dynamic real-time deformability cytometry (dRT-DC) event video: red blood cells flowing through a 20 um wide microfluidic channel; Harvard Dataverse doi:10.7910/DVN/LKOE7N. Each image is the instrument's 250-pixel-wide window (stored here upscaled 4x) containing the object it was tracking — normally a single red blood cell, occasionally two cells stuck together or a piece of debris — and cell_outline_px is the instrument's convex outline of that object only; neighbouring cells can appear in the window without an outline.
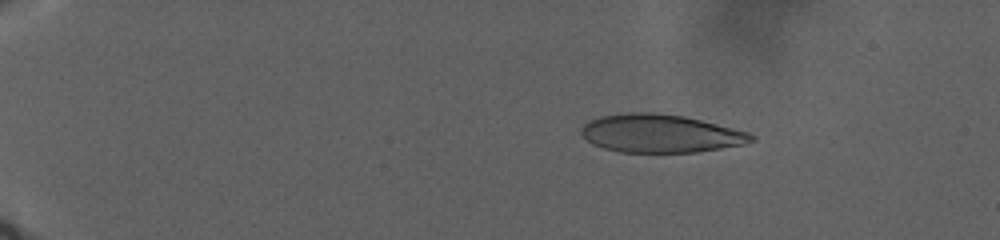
{"species": "human", "species_latin": "Homo sapiens", "temperature_condition": "warm", "stored_images_in_passage": 126, "camera_frame_rate_fps": 3000, "um_per_image_px": 0.085, "donor": {"sex": "male"}, "frame": {"image": 1, "passage_image": 25, "time_ms": 7.667, "image_size_px": [1000, 240], "cell_outline_px": [[756, 140], [744, 144], [696, 152], [620, 152], [604, 148], [592, 144], [580, 132], [580, 128], [584, 124], [600, 116], [628, 112], [652, 112], [684, 116], [748, 132], [756, 136]], "centroid_in_image_um": [56.13, 11.34], "position_along_channel_um": 28.9, "area_um2": 37.63}}
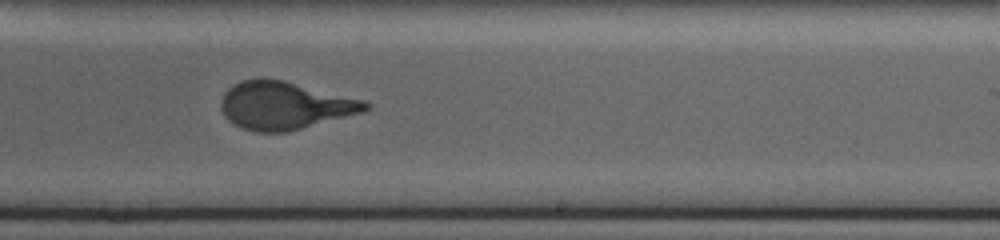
{"frame": {"image": 2, "passage_image": 80, "time_ms": 28.0, "image_size_px": [1000, 240], "cell_outline_px": [[372, 108], [364, 112], [288, 132], [256, 132], [244, 128], [228, 120], [220, 108], [220, 100], [224, 92], [232, 84], [240, 80], [284, 80], [364, 100], [372, 104]], "centroid_in_image_um": [24.22, 8.98], "position_along_channel_um": 264.8, "area_um2": 40.11}}
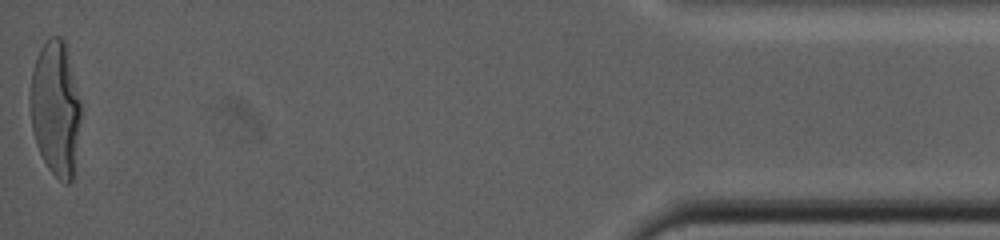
{"frame": {"image": 3, "passage_image": 126, "time_ms": 41.333, "image_size_px": [1000, 240], "cell_outline_px": [[80, 120], [72, 180], [68, 184], [64, 184], [48, 168], [36, 144], [32, 128], [28, 96], [32, 72], [40, 48], [48, 36], [60, 36], [64, 40], [80, 100]], "centroid_in_image_um": [4.69, 9.19], "position_along_channel_um": 430.5, "area_um2": 39.65}}